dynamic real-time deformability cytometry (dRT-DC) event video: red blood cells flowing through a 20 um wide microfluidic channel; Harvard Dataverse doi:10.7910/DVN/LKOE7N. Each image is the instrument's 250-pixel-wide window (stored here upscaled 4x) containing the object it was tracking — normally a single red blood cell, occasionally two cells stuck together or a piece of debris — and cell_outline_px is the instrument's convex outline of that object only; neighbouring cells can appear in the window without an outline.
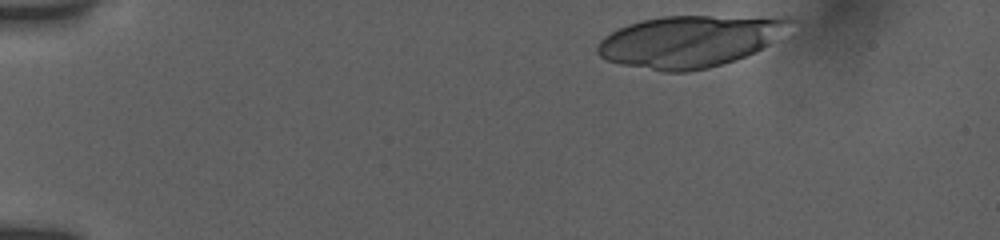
{"species": "human", "species_latin": "Homo sapiens", "temperature_condition": "room temperature", "stored_images_in_passage": 6, "camera_frame_rate_fps": 3000, "um_per_image_px": 0.085, "donor": {"sex": "female"}, "frame": {"image": 1, "passage_image": 1, "time_ms": 0.0, "image_size_px": [1000, 240], "cell_outline_px": [[800, 20], [768, 44], [736, 60], [708, 68], [684, 72], [664, 72], [620, 64], [608, 60], [600, 56], [596, 52], [596, 48], [600, 40], [604, 36], [628, 24], [640, 20], [664, 16], [792, 16]], "centroid_in_image_um": [58.68, 3.48], "position_along_channel_um": 26.3, "area_um2": 58.38}}